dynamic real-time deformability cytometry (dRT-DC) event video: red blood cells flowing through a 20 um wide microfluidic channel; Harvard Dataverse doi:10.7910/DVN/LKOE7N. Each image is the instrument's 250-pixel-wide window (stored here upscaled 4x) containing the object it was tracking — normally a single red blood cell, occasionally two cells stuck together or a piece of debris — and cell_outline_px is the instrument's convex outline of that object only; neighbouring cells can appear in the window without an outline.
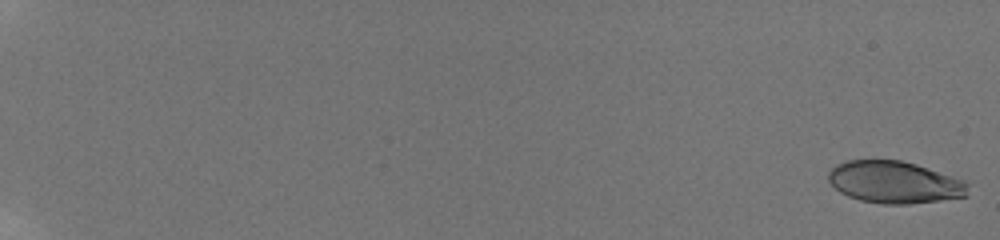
{"species": "human", "species_latin": "Homo sapiens", "temperature_condition": "room temperature", "stored_images_in_passage": 56, "camera_frame_rate_fps": 3000, "um_per_image_px": 0.085, "donor": {"sex": "male"}, "frame": {"image": 1, "passage_image": 1, "time_ms": 0.0, "image_size_px": [1000, 240], "cell_outline_px": [[968, 196], [940, 200], [908, 204], [884, 204], [860, 200], [848, 196], [840, 192], [828, 180], [828, 172], [836, 164], [848, 160], [900, 160], [916, 164], [964, 180], [968, 184]], "centroid_in_image_um": [76.03, 15.49], "position_along_channel_um": 9.0, "area_um2": 34.16}}
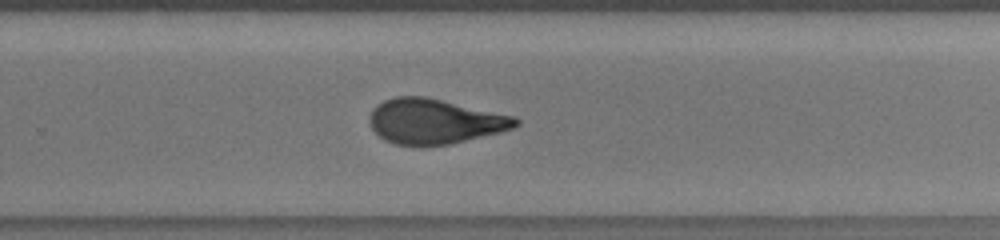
{"frame": {"image": 2, "passage_image": 42, "time_ms": 14.0, "image_size_px": [1000, 240], "cell_outline_px": [[520, 124], [512, 128], [500, 132], [448, 144], [396, 144], [384, 140], [372, 128], [368, 120], [372, 108], [376, 104], [384, 100], [396, 96], [424, 96], [516, 116], [520, 120]], "centroid_in_image_um": [36.94, 10.29], "position_along_channel_um": 292.9, "area_um2": 37.97}}
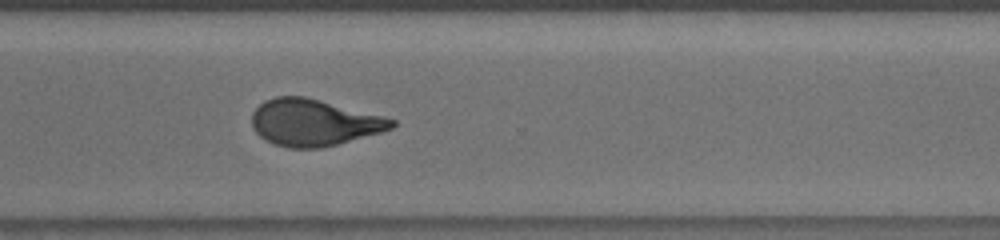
{"frame": {"image": 3, "passage_image": 46, "time_ms": 15.333, "image_size_px": [1000, 240], "cell_outline_px": [[396, 124], [392, 128], [380, 132], [336, 144], [320, 148], [292, 148], [276, 144], [260, 136], [256, 132], [252, 124], [252, 112], [264, 100], [276, 96], [304, 96], [384, 116], [396, 120]], "centroid_in_image_um": [26.67, 10.4], "position_along_channel_um": 343.9, "area_um2": 37.63}, "authors_computed_cell_mechanics": {"area_um2": 37.7145, "velocity_mm_per_s": 3.8202, "shape_relaxation_time_tau1_ms": 6.5299, "shape_relaxation_time_tau2_ms": 1.1402, "deformation_change_tau1": 0.2266, "deformation_change_tau2": 0.0802}}